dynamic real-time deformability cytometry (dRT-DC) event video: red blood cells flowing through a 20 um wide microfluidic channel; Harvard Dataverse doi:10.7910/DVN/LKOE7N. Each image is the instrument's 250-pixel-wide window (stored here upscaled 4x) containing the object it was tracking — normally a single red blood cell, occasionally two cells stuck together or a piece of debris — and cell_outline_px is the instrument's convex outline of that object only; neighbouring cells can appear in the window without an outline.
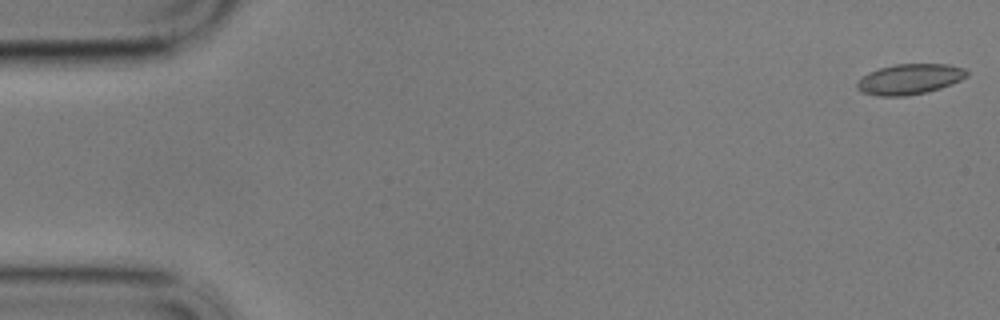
{"species": "common noctule bat (a hibernating species)", "species_latin": "Nyctalus noctula", "temperature_condition": "cold", "stored_images_in_passage": 10, "camera_frame_rate_fps": 3000, "um_per_image_px": 0.085, "animal": {"sex": "male", "body_mass_g": 17.9}, "frame": {"image": 1, "passage_image": 1, "time_ms": 0.0, "image_size_px": [1000, 320], "cell_outline_px": [[968, 76], [952, 84], [928, 92], [908, 96], [876, 96], [860, 92], [856, 88], [856, 80], [868, 72], [880, 68], [896, 64], [948, 64], [964, 68], [968, 72]], "centroid_in_image_um": [77.28, 6.74], "position_along_channel_um": 7.7, "area_um2": 19.77}}